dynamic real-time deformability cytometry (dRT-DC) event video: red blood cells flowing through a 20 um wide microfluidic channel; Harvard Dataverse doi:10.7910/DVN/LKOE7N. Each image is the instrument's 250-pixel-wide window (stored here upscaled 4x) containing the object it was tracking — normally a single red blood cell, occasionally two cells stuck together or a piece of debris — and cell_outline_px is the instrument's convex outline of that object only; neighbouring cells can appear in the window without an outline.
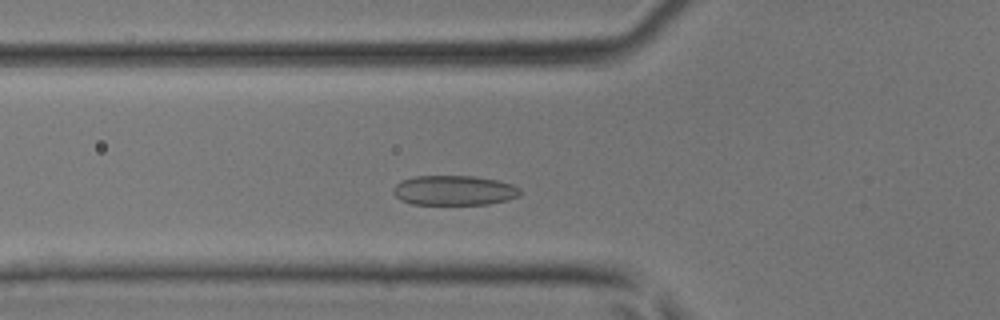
{"species": "common noctule bat (a hibernating species)", "species_latin": "Nyctalus noctula", "temperature_condition": "room temperature", "stored_images_in_passage": 32, "camera_frame_rate_fps": 3000, "um_per_image_px": 0.085, "animal": {"sex": "male", "body_mass_g": 17.9, "forearm_length_mm": 54.2}, "frame": {"image": 1, "passage_image": 8, "time_ms": 2.333, "image_size_px": [1000, 320], "cell_outline_px": [[520, 196], [508, 200], [488, 204], [412, 204], [400, 200], [392, 192], [392, 188], [400, 180], [416, 176], [476, 176], [496, 180], [512, 184], [520, 188]], "centroid_in_image_um": [38.59, 16.18], "position_along_channel_um": 87.2, "area_um2": 22.2}}
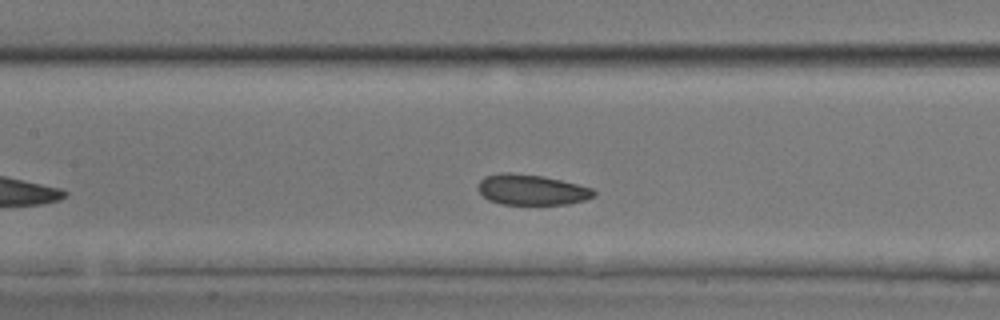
{"frame": {"image": 2, "passage_image": 13, "time_ms": 4.0, "image_size_px": [1000, 320], "cell_outline_px": [[596, 196], [584, 200], [568, 204], [500, 204], [488, 200], [476, 188], [480, 180], [484, 176], [500, 172], [508, 172], [544, 176], [592, 188], [596, 192]], "centroid_in_image_um": [45.16, 16.12], "position_along_channel_um": 162.2, "area_um2": 20.69}}
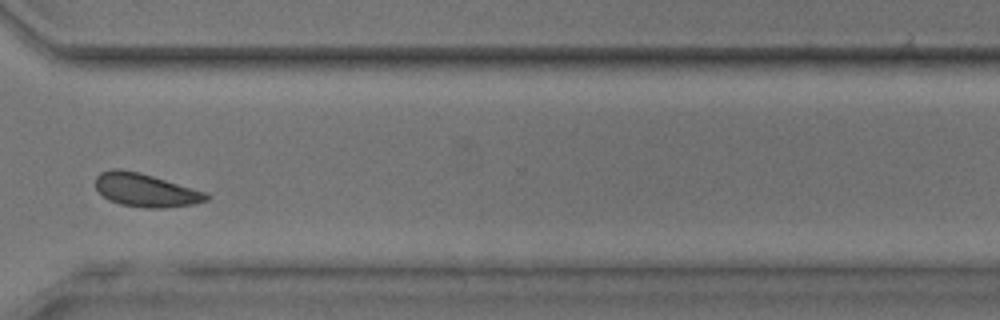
{"frame": {"image": 3, "passage_image": 26, "time_ms": 8.333, "image_size_px": [1000, 320], "cell_outline_px": [[208, 200], [192, 204], [164, 208], [144, 208], [120, 204], [108, 200], [96, 188], [96, 176], [100, 172], [112, 168], [120, 168], [140, 172], [204, 192], [208, 196]], "centroid_in_image_um": [12.31, 16.15], "position_along_channel_um": 358.3, "area_um2": 21.33}}